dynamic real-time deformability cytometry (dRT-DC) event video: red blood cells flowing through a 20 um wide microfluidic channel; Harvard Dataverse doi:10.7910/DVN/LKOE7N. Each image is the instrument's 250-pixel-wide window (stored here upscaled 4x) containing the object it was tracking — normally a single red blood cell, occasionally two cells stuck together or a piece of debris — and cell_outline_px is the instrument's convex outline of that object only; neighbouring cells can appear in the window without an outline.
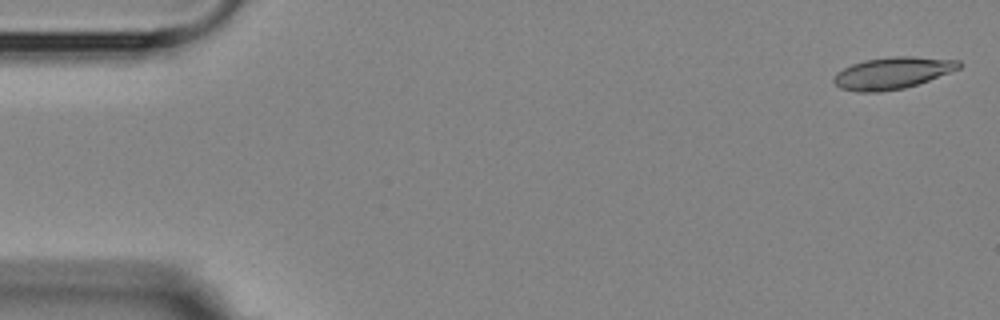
{"species": "Egyptian fruit bat (a non-hibernating species)", "species_latin": "Rousettus aegyptiacus", "temperature_condition": "room temperature", "stored_images_in_passage": 4, "camera_frame_rate_fps": 3000, "um_per_image_px": 0.085, "animal": {"sex": "female"}, "frame": {"image": 1, "passage_image": 1, "time_ms": 0.0, "image_size_px": [1000, 320], "cell_outline_px": [[964, 64], [960, 68], [928, 80], [904, 88], [880, 92], [856, 92], [840, 88], [832, 80], [832, 76], [836, 72], [852, 64], [864, 60], [892, 56], [912, 56], [960, 60]], "centroid_in_image_um": [75.84, 6.2], "position_along_channel_um": 9.2, "area_um2": 23.29}}
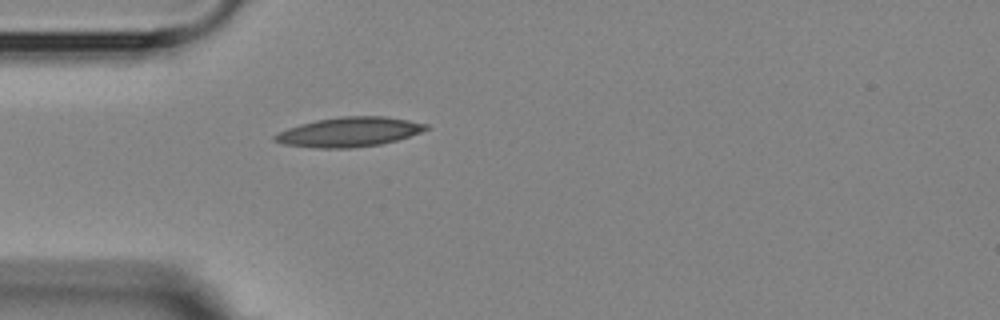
{"frame": {"image": 2, "passage_image": 4, "time_ms": 4.667, "image_size_px": [1000, 320], "cell_outline_px": [[428, 128], [420, 132], [396, 140], [380, 144], [348, 148], [320, 148], [284, 144], [272, 140], [272, 136], [288, 128], [300, 124], [316, 120], [340, 116], [384, 116], [408, 120], [428, 124]], "centroid_in_image_um": [29.65, 11.21], "position_along_channel_um": 55.3, "area_um2": 25.78}}